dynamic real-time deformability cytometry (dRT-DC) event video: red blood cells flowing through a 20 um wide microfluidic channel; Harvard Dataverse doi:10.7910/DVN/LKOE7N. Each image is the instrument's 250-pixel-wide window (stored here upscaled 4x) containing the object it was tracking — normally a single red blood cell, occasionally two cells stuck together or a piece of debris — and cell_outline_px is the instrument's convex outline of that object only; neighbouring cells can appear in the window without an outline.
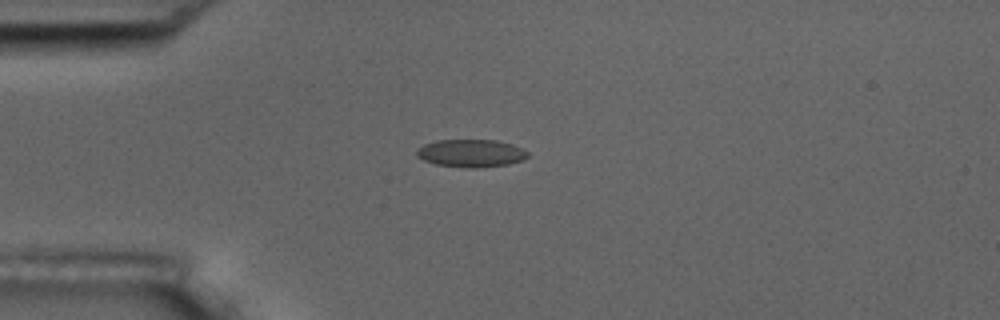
{"species": "common noctule bat (a hibernating species)", "species_latin": "Nyctalus noctula", "temperature_condition": "room temperature", "stored_images_in_passage": 3, "camera_frame_rate_fps": 3000, "um_per_image_px": 0.085, "animal": {"sex": "male", "body_mass_g": 17.5, "forearm_length_mm": 52.3}, "frame": {"image": 1, "passage_image": 1, "time_ms": 0.0, "image_size_px": [1000, 320], "cell_outline_px": [[528, 156], [524, 160], [508, 164], [476, 168], [464, 168], [436, 164], [424, 160], [416, 156], [416, 148], [424, 144], [436, 140], [496, 140], [512, 144], [528, 152]], "centroid_in_image_um": [40.01, 13.02], "position_along_channel_um": 45.0, "area_um2": 18.03}}